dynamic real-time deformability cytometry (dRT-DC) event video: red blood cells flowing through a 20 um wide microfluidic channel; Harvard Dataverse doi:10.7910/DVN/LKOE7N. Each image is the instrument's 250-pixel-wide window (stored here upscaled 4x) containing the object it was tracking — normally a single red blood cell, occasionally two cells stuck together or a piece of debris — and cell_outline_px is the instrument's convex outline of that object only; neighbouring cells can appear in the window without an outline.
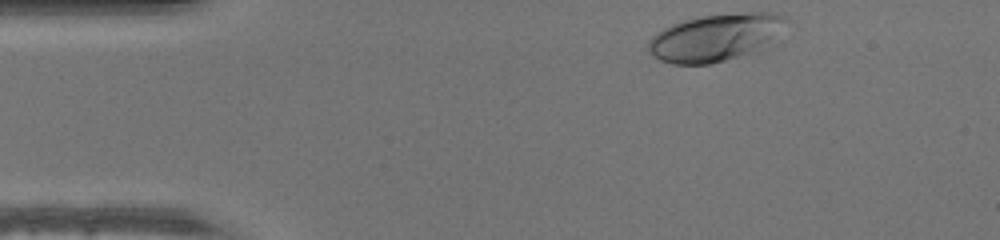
{"species": "human", "species_latin": "Homo sapiens", "temperature_condition": "warm", "stored_images_in_passage": 34, "camera_frame_rate_fps": 3000, "um_per_image_px": 0.085, "donor": {"sex": "male"}, "frame": {"image": 1, "passage_image": 1, "time_ms": 0.0, "image_size_px": [1000, 240], "cell_outline_px": [[788, 20], [764, 40], [748, 52], [712, 64], [672, 64], [660, 60], [652, 56], [648, 52], [648, 40], [656, 32], [672, 24], [684, 20], [700, 16], [748, 12], [768, 12], [788, 16]], "centroid_in_image_um": [60.62, 3.17], "position_along_channel_um": 24.4, "area_um2": 36.47}}
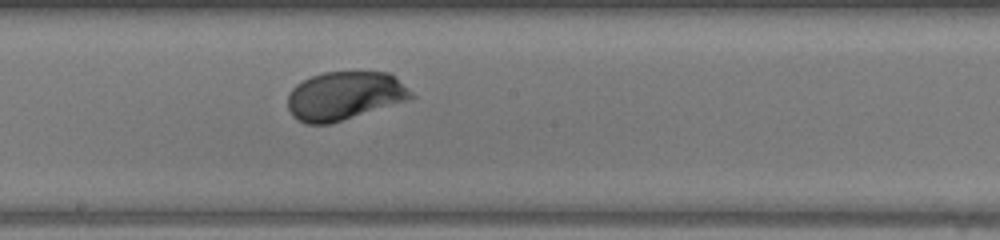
{"frame": {"image": 2, "passage_image": 20, "time_ms": 6.333, "image_size_px": [1000, 240], "cell_outline_px": [[416, 96], [412, 100], [328, 124], [304, 124], [296, 120], [292, 116], [288, 108], [288, 96], [292, 88], [296, 84], [312, 76], [324, 72], [388, 72], [412, 92]], "centroid_in_image_um": [29.29, 8.16], "position_along_channel_um": 218.9, "area_um2": 34.97}}
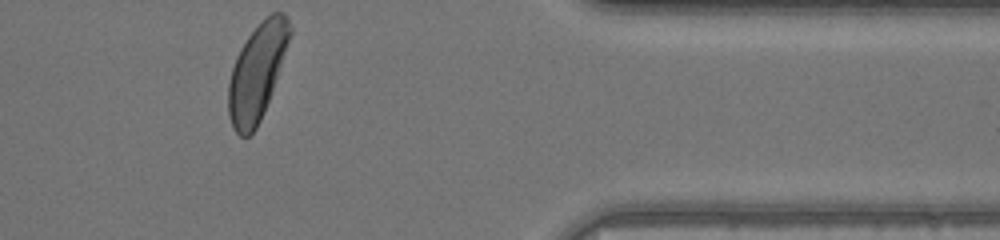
{"frame": {"image": 3, "passage_image": 34, "time_ms": 11.0, "image_size_px": [1000, 240], "cell_outline_px": [[292, 32], [268, 100], [260, 120], [256, 128], [248, 136], [240, 136], [232, 128], [228, 116], [228, 84], [232, 68], [236, 56], [240, 48], [248, 36], [272, 12], [284, 12], [292, 28]], "centroid_in_image_um": [21.82, 6.14], "position_along_channel_um": 389.6, "area_um2": 33.76}}